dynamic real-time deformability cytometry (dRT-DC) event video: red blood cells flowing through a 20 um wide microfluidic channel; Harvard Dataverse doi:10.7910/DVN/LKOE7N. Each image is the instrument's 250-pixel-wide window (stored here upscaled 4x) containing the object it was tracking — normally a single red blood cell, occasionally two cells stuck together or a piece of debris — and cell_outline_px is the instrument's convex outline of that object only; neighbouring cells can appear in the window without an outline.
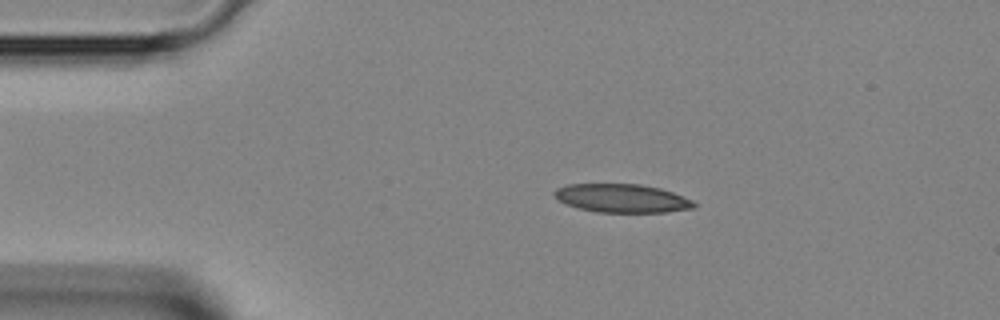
{"species": "Egyptian fruit bat (a non-hibernating species)", "species_latin": "Rousettus aegyptiacus", "temperature_condition": "room temperature", "stored_images_in_passage": 43, "camera_frame_rate_fps": 3000, "um_per_image_px": 0.085, "animal": {"sex": "female"}, "frame": {"image": 1, "passage_image": 8, "time_ms": 2.333, "image_size_px": [1000, 320], "cell_outline_px": [[696, 208], [668, 212], [596, 212], [580, 208], [568, 204], [560, 200], [552, 192], [556, 188], [568, 184], [640, 184], [660, 188], [672, 192], [692, 200], [696, 204]], "centroid_in_image_um": [52.9, 16.85], "position_along_channel_um": 32.1, "area_um2": 23.06}}
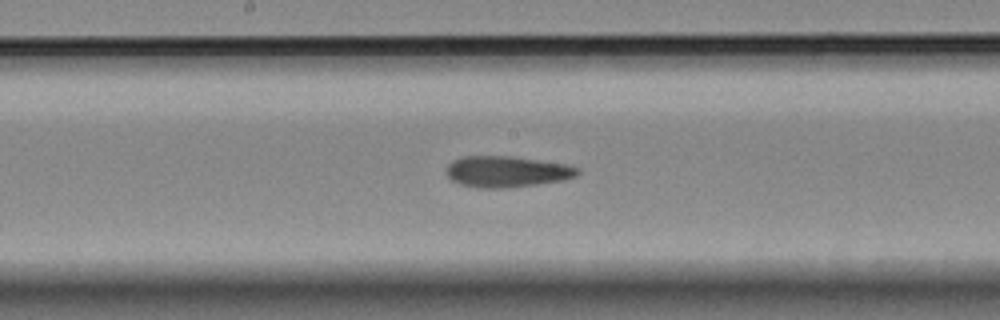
{"frame": {"image": 2, "passage_image": 22, "time_ms": 7.0, "image_size_px": [1000, 320], "cell_outline_px": [[580, 172], [576, 176], [564, 180], [508, 188], [480, 188], [460, 184], [452, 180], [444, 172], [444, 168], [452, 160], [460, 156], [512, 156], [568, 164], [580, 168]], "centroid_in_image_um": [43.06, 14.58], "position_along_channel_um": 205.1, "area_um2": 24.16}}
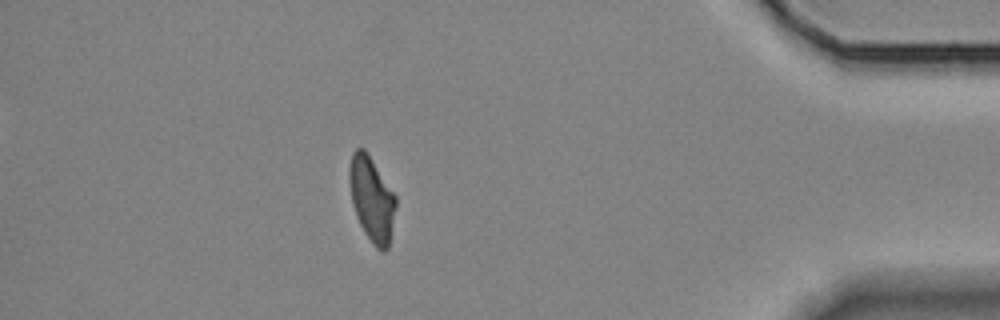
{"frame": {"image": 3, "passage_image": 38, "time_ms": 12.333, "image_size_px": [1000, 320], "cell_outline_px": [[396, 208], [388, 248], [384, 252], [380, 252], [372, 244], [364, 232], [356, 216], [352, 204], [348, 180], [348, 168], [352, 152], [356, 148], [364, 148], [368, 152], [396, 196]], "centroid_in_image_um": [31.58, 16.9], "position_along_channel_um": 403.6, "area_um2": 23.29}}